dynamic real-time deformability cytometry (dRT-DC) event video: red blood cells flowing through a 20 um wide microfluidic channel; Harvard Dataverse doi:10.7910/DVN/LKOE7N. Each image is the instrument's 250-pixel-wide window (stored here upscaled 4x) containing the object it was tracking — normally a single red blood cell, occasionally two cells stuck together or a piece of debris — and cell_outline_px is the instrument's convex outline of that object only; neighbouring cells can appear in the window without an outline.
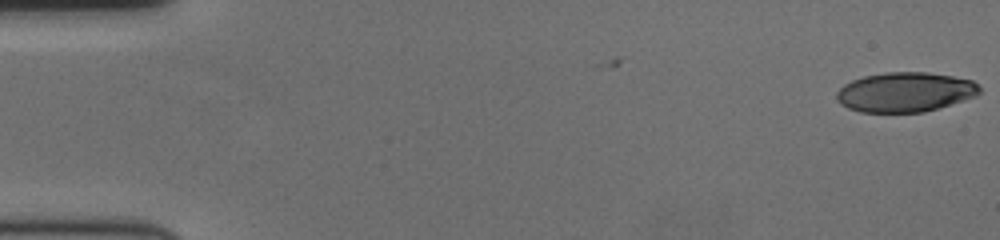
{"species": "human", "species_latin": "Homo sapiens", "temperature_condition": "cold", "stored_images_in_passage": 59, "camera_frame_rate_fps": 3000, "um_per_image_px": 0.085, "donor": {"sex": "female"}, "frame": {"image": 1, "passage_image": 1, "time_ms": 0.0, "image_size_px": [1000, 240], "cell_outline_px": [[980, 92], [976, 96], [924, 112], [860, 112], [848, 108], [840, 104], [836, 100], [836, 92], [844, 84], [852, 80], [864, 76], [884, 72], [928, 72], [952, 76], [972, 80], [980, 88]], "centroid_in_image_um": [76.9, 7.82], "position_along_channel_um": 8.1, "area_um2": 33.06}}
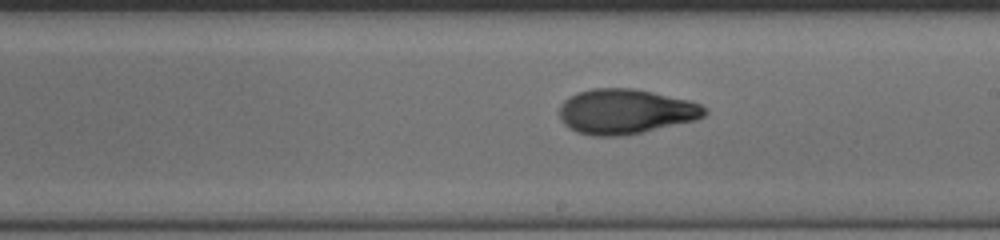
{"frame": {"image": 2, "passage_image": 34, "time_ms": 11.0, "image_size_px": [1000, 240], "cell_outline_px": [[708, 112], [704, 116], [696, 120], [624, 136], [592, 136], [576, 132], [568, 128], [560, 120], [560, 104], [568, 96], [576, 92], [592, 88], [632, 88], [652, 92], [688, 100], [700, 104]], "centroid_in_image_um": [53.12, 9.48], "position_along_channel_um": 235.9, "area_um2": 38.21}}
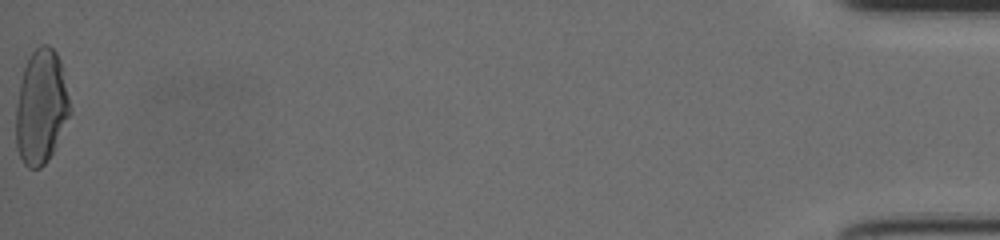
{"frame": {"image": 3, "passage_image": 59, "time_ms": 19.333, "image_size_px": [1000, 240], "cell_outline_px": [[72, 112], [48, 160], [40, 168], [28, 168], [24, 164], [16, 148], [16, 104], [20, 80], [24, 68], [32, 52], [40, 44], [48, 44], [56, 52], [60, 60], [72, 108]], "centroid_in_image_um": [3.5, 9.09], "position_along_channel_um": 431.7, "area_um2": 36.18}, "authors_computed_cell_mechanics": {"area_um2": 36.0672, "velocity_mm_per_s": 3.5772, "shape_relaxation_time_tau1_ms": 5.3382, "shape_relaxation_time_tau2_ms": 2.0558, "deformation_change_tau1": 0.2157, "deformation_change_tau2": 0.0731}}